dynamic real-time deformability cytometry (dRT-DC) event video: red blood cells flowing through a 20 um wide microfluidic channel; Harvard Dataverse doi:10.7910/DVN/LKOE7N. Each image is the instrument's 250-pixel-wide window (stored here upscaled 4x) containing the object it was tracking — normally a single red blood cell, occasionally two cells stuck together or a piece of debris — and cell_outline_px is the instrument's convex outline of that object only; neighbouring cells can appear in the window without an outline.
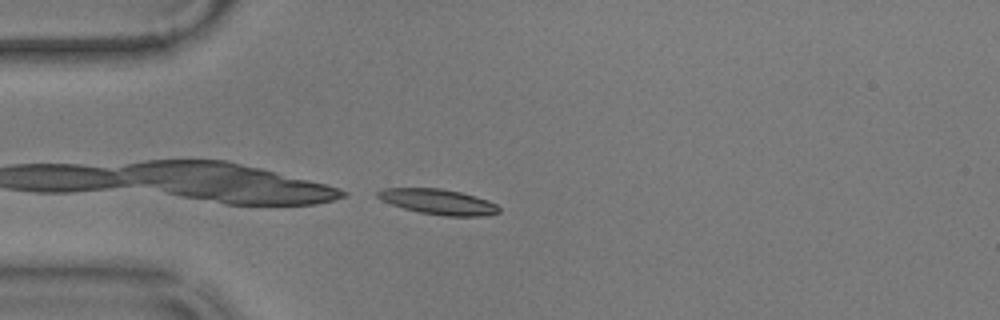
{"species": "common noctule bat (a hibernating species)", "species_latin": "Nyctalus noctula", "temperature_condition": "warm", "stored_images_in_passage": 4, "camera_frame_rate_fps": 3000, "um_per_image_px": 0.085, "animal": {"sex": "male", "body_mass_g": 17.9}, "frame": {"image": 1, "passage_image": 4, "time_ms": 1.0, "image_size_px": [1000, 320], "cell_outline_px": [[500, 212], [484, 216], [444, 216], [420, 212], [404, 208], [392, 204], [376, 196], [376, 192], [384, 188], [440, 188], [460, 192], [476, 196], [488, 200], [496, 204], [500, 208]], "centroid_in_image_um": [37.29, 17.15], "position_along_channel_um": 47.7, "area_um2": 17.8}}